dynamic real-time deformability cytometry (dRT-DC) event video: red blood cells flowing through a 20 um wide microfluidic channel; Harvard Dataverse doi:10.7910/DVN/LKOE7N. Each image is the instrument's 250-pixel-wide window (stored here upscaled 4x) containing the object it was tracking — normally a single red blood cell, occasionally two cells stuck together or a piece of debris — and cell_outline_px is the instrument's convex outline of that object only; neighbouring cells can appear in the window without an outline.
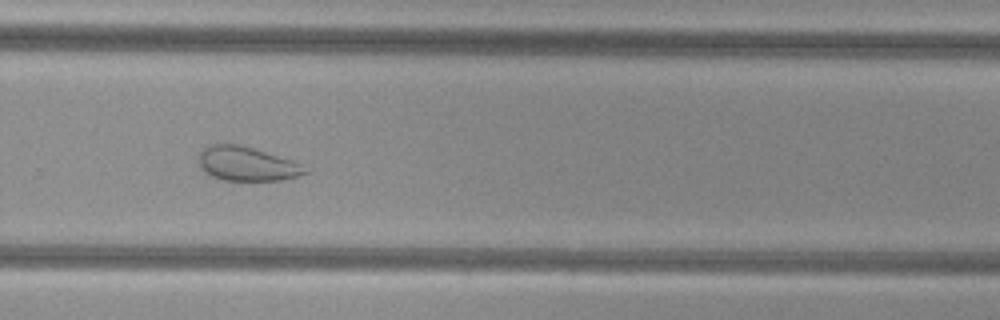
{"species": "common noctule bat (a hibernating species)", "species_latin": "Nyctalus noctula", "temperature_condition": "cold", "stored_images_in_passage": 38, "camera_frame_rate_fps": 3000, "um_per_image_px": 0.085, "animal": {"sex": "female", "body_mass_g": 29.2, "forearm_length_mm": 56.3}, "frame": {"image": 1, "passage_image": 22, "time_ms": 7.0, "image_size_px": [1000, 320], "cell_outline_px": [[312, 168], [308, 172], [284, 180], [224, 180], [212, 176], [204, 172], [200, 168], [200, 152], [208, 144], [240, 144], [292, 160]], "centroid_in_image_um": [21.02, 13.92], "position_along_channel_um": 308.8, "area_um2": 21.21}}